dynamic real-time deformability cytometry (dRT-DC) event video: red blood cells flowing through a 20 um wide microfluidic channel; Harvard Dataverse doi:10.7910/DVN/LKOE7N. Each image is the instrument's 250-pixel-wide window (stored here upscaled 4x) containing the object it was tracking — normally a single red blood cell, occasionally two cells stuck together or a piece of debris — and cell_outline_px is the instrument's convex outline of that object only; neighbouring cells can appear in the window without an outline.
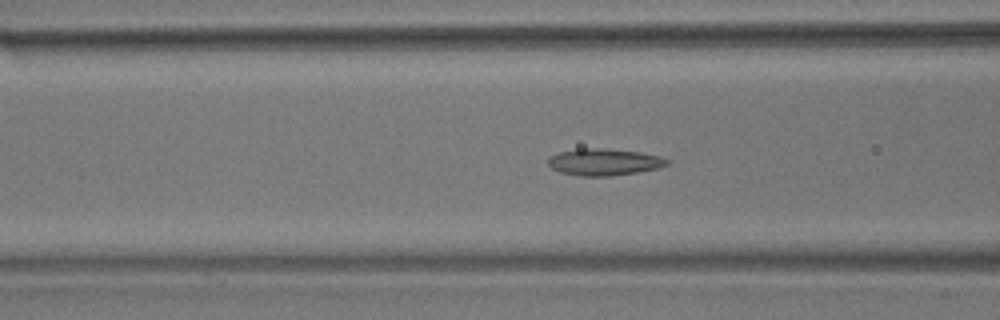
{"species": "common noctule bat (a hibernating species)", "species_latin": "Nyctalus noctula", "temperature_condition": "room temperature", "stored_images_in_passage": 39, "camera_frame_rate_fps": 3000, "um_per_image_px": 0.085, "animal": {"sex": "male", "body_mass_g": 17.9}, "frame": {"image": 1, "passage_image": 5, "time_ms": 1.333, "image_size_px": [1000, 320], "cell_outline_px": [[672, 160], [668, 164], [660, 168], [612, 176], [580, 176], [560, 172], [552, 168], [548, 164], [548, 156], [560, 152], [580, 148], [596, 148], [640, 152], [660, 156]], "centroid_in_image_um": [51.36, 13.77], "position_along_channel_um": 115.2, "area_um2": 18.61}}
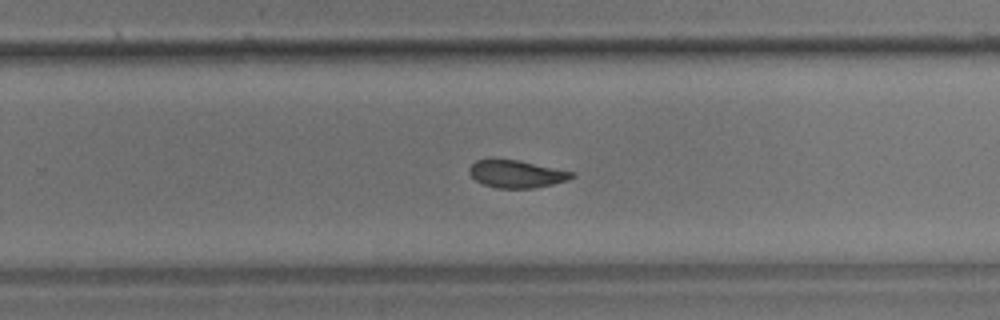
{"frame": {"image": 2, "passage_image": 19, "time_ms": 6.0, "image_size_px": [1000, 320], "cell_outline_px": [[576, 176], [568, 180], [536, 188], [496, 188], [484, 184], [476, 180], [468, 172], [468, 168], [476, 160], [520, 160], [572, 172]], "centroid_in_image_um": [43.9, 14.8], "position_along_channel_um": 285.9, "area_um2": 16.24}}
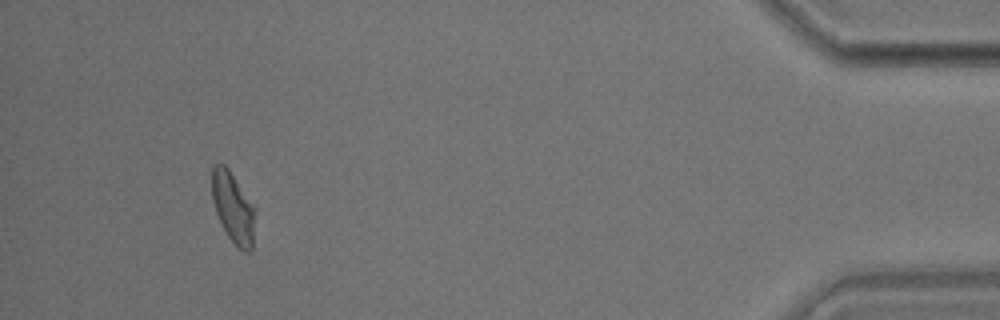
{"frame": {"image": 3, "passage_image": 35, "time_ms": 11.333, "image_size_px": [1000, 320], "cell_outline_px": [[252, 252], [244, 252], [228, 236], [216, 212], [212, 200], [212, 168], [216, 164], [224, 164], [228, 168], [252, 204]], "centroid_in_image_um": [19.76, 17.62], "position_along_channel_um": 415.4, "area_um2": 16.82}, "authors_computed_cell_mechanics": {"area_um2": 17.34, "velocity_mm_per_s": 3.6727, "shape_relaxation_time_tau1_ms": 9.343, "shape_relaxation_time_tau2_ms": 2.1791, "deformation_change_tau1": 0.1906, "deformation_change_tau2": 0.0854}}